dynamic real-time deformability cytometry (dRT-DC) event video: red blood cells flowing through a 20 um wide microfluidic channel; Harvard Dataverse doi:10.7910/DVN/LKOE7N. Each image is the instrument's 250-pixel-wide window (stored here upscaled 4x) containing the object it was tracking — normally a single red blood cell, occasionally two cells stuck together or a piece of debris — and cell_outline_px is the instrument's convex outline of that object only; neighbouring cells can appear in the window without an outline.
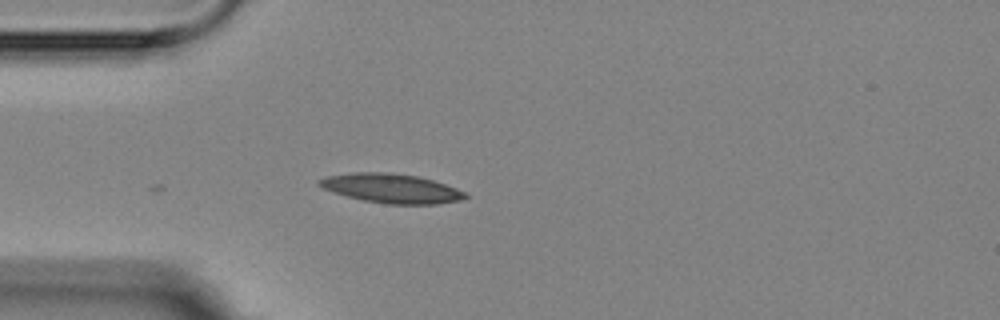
{"species": "Egyptian fruit bat (a non-hibernating species)", "species_latin": "Rousettus aegyptiacus", "temperature_condition": "room temperature", "stored_images_in_passage": 5, "camera_frame_rate_fps": 3000, "um_per_image_px": 0.085, "animal": {"sex": "female"}, "frame": {"image": 1, "passage_image": 5, "time_ms": 4.333, "image_size_px": [1000, 320], "cell_outline_px": [[468, 196], [460, 200], [436, 204], [384, 204], [364, 200], [348, 196], [324, 188], [316, 184], [316, 180], [324, 176], [356, 172], [388, 172], [416, 176], [432, 180], [456, 188], [464, 192]], "centroid_in_image_um": [33.23, 16.0], "position_along_channel_um": 51.8, "area_um2": 24.68}}